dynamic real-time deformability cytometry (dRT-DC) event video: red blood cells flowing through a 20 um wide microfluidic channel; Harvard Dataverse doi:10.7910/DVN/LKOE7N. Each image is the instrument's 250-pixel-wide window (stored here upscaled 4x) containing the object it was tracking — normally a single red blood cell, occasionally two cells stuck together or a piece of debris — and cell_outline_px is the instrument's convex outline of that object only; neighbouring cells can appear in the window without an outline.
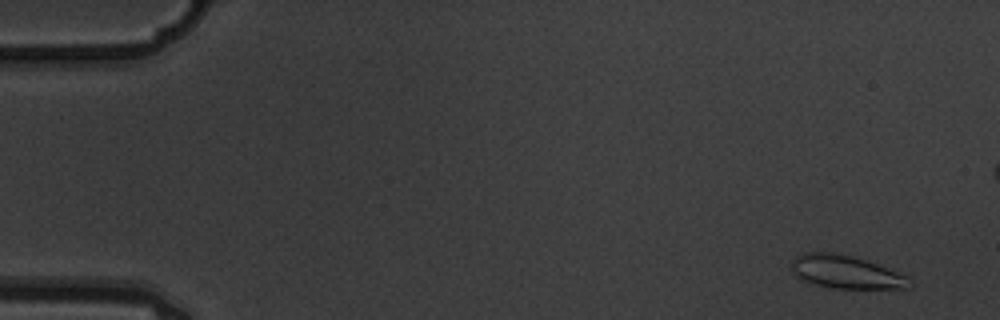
{"species": "common noctule bat (a hibernating species)", "species_latin": "Nyctalus noctula", "temperature_condition": "warm", "stored_images_in_passage": 7, "camera_frame_rate_fps": 3000, "um_per_image_px": 0.085, "animal": {"sex": "male", "body_mass_g": 19.5, "forearm_length_mm": 54.6}, "frame": {"image": 1, "passage_image": 1, "time_ms": 0.0, "image_size_px": [1000, 320], "cell_outline_px": [[912, 288], [836, 288], [816, 284], [804, 280], [792, 272], [792, 260], [796, 256], [804, 252], [840, 252], [856, 256], [908, 276], [912, 280]], "centroid_in_image_um": [71.94, 23.09], "position_along_channel_um": 13.1, "area_um2": 22.83}}